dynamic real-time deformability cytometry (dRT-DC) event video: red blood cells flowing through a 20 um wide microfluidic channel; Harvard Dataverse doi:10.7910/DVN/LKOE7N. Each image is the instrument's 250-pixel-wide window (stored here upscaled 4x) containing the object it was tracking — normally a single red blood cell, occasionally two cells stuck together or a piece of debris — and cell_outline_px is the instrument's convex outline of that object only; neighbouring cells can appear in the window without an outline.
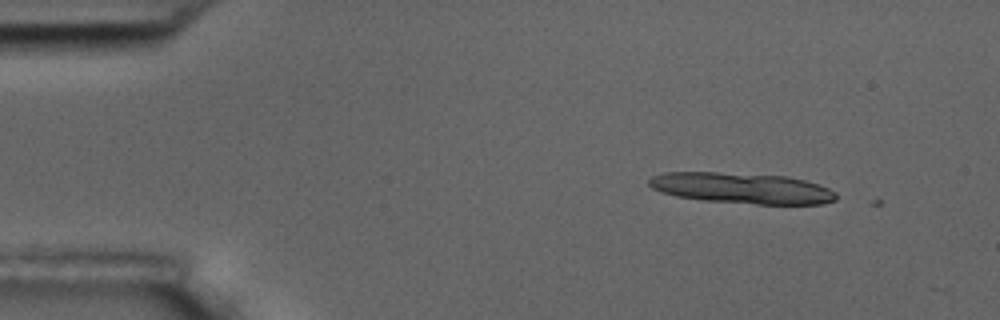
{"species": "common noctule bat (a hibernating species)", "species_latin": "Nyctalus noctula", "temperature_condition": "room temperature", "stored_images_in_passage": 2, "camera_frame_rate_fps": 3000, "um_per_image_px": 0.085, "animal": {"sex": "male", "body_mass_g": 17.5, "forearm_length_mm": 52.3}, "frame": {"image": 1, "passage_image": 1, "time_ms": 0.0, "image_size_px": [1000, 320], "cell_outline_px": [[836, 200], [824, 204], [756, 204], [704, 200], [676, 196], [660, 192], [652, 188], [648, 184], [648, 180], [652, 176], [664, 172], [716, 172], [788, 176], [804, 180], [828, 188], [836, 192]], "centroid_in_image_um": [63.04, 15.99], "position_along_channel_um": 22.0, "area_um2": 33.64}}